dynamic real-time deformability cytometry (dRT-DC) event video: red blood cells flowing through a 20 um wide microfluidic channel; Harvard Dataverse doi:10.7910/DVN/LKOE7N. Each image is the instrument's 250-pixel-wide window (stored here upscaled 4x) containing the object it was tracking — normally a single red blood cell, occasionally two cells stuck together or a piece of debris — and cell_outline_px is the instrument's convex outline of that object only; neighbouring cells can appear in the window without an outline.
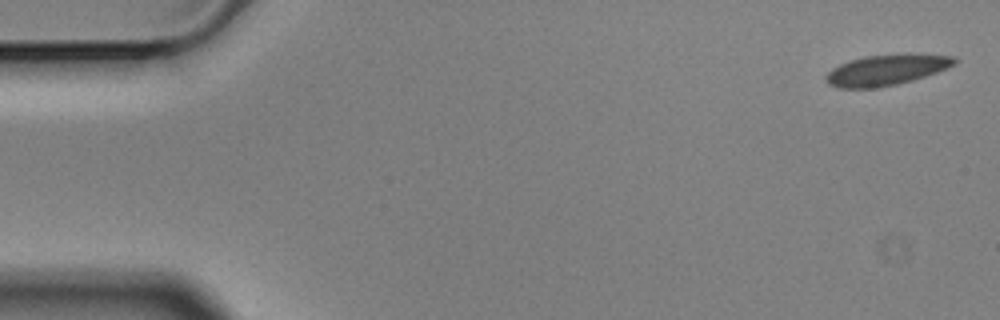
{"species": "Egyptian fruit bat (a non-hibernating species)", "species_latin": "Rousettus aegyptiacus", "temperature_condition": "cold", "stored_images_in_passage": 5, "camera_frame_rate_fps": 3000, "um_per_image_px": 0.085, "animal": {"sex": "male"}, "frame": {"image": 1, "passage_image": 1, "time_ms": 0.0, "image_size_px": [1000, 320], "cell_outline_px": [[960, 60], [956, 64], [948, 68], [912, 80], [896, 84], [876, 88], [840, 88], [828, 84], [824, 80], [824, 76], [832, 68], [840, 64], [864, 56], [908, 52], [956, 56]], "centroid_in_image_um": [75.39, 5.91], "position_along_channel_um": 9.6, "area_um2": 23.52}}
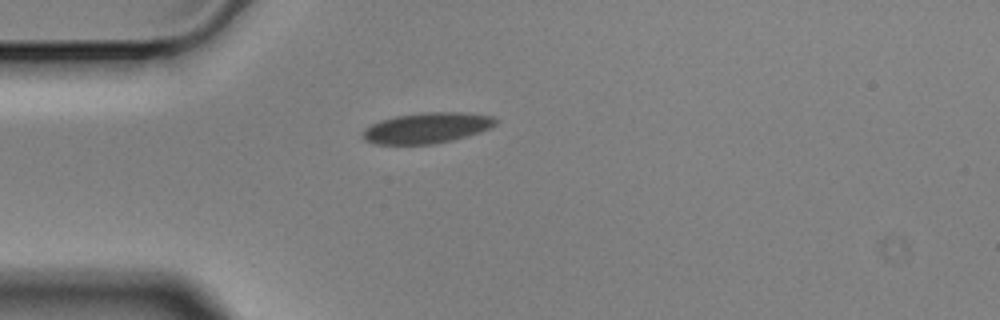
{"frame": {"image": 2, "passage_image": 4, "time_ms": 1.0, "image_size_px": [1000, 320], "cell_outline_px": [[496, 124], [488, 128], [452, 140], [432, 144], [376, 144], [364, 140], [360, 136], [364, 128], [380, 120], [396, 116], [420, 112], [460, 112], [492, 116], [496, 120]], "centroid_in_image_um": [36.2, 10.87], "position_along_channel_um": 48.8, "area_um2": 23.52}}